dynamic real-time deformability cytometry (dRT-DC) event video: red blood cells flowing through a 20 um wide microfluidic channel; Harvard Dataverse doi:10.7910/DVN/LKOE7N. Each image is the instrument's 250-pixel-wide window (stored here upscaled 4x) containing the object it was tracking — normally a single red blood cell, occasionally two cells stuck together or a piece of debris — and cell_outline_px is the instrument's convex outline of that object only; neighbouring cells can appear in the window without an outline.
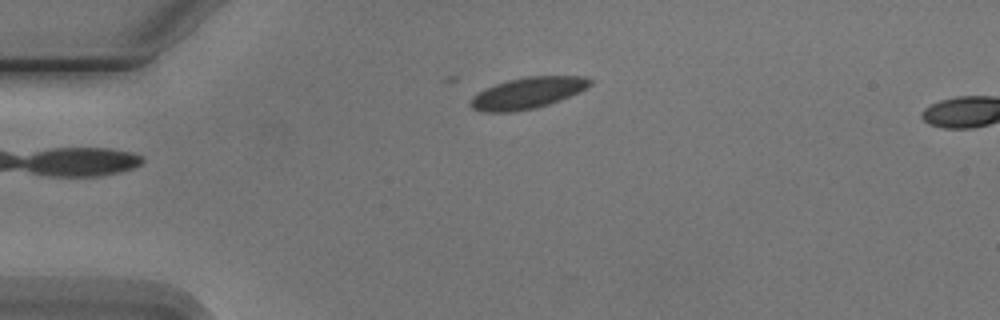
{"species": "Egyptian fruit bat (a non-hibernating species)", "species_latin": "Rousettus aegyptiacus", "temperature_condition": "cold", "stored_images_in_passage": 5, "camera_frame_rate_fps": 3000, "um_per_image_px": 0.085, "animal": {"sex": "male"}, "frame": {"image": 1, "passage_image": 5, "time_ms": 5.667, "image_size_px": [1000, 320], "cell_outline_px": [[592, 84], [580, 92], [560, 100], [536, 108], [512, 112], [480, 112], [472, 108], [468, 104], [472, 96], [484, 88], [508, 80], [528, 76], [588, 76], [592, 80]], "centroid_in_image_um": [44.83, 7.91], "position_along_channel_um": 40.2, "area_um2": 22.02}}